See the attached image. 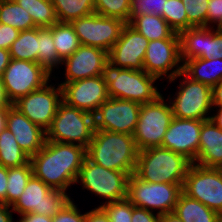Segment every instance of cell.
Segmentation results:
<instances>
[{
	"mask_svg": "<svg viewBox=\"0 0 222 222\" xmlns=\"http://www.w3.org/2000/svg\"><path fill=\"white\" fill-rule=\"evenodd\" d=\"M130 175L128 172L106 169L86 157L75 184L80 183L82 189L106 200L103 203H109L127 198Z\"/></svg>",
	"mask_w": 222,
	"mask_h": 222,
	"instance_id": "cell-7",
	"label": "cell"
},
{
	"mask_svg": "<svg viewBox=\"0 0 222 222\" xmlns=\"http://www.w3.org/2000/svg\"><path fill=\"white\" fill-rule=\"evenodd\" d=\"M143 70L160 81L163 78L166 79V82L167 79L169 81L182 72L180 39L149 41L143 61Z\"/></svg>",
	"mask_w": 222,
	"mask_h": 222,
	"instance_id": "cell-16",
	"label": "cell"
},
{
	"mask_svg": "<svg viewBox=\"0 0 222 222\" xmlns=\"http://www.w3.org/2000/svg\"><path fill=\"white\" fill-rule=\"evenodd\" d=\"M94 132L93 114L71 107L62 101L58 106L51 126L46 130V140L78 144L87 148Z\"/></svg>",
	"mask_w": 222,
	"mask_h": 222,
	"instance_id": "cell-6",
	"label": "cell"
},
{
	"mask_svg": "<svg viewBox=\"0 0 222 222\" xmlns=\"http://www.w3.org/2000/svg\"><path fill=\"white\" fill-rule=\"evenodd\" d=\"M138 152L133 135L95 129L86 157L106 169L134 174Z\"/></svg>",
	"mask_w": 222,
	"mask_h": 222,
	"instance_id": "cell-2",
	"label": "cell"
},
{
	"mask_svg": "<svg viewBox=\"0 0 222 222\" xmlns=\"http://www.w3.org/2000/svg\"><path fill=\"white\" fill-rule=\"evenodd\" d=\"M178 78L181 79L175 97L170 94L167 96L174 117L194 120L210 119L213 108L212 87L190 79L183 72L168 82L171 84Z\"/></svg>",
	"mask_w": 222,
	"mask_h": 222,
	"instance_id": "cell-5",
	"label": "cell"
},
{
	"mask_svg": "<svg viewBox=\"0 0 222 222\" xmlns=\"http://www.w3.org/2000/svg\"><path fill=\"white\" fill-rule=\"evenodd\" d=\"M183 184L149 183L134 174L128 179L127 199L134 205L158 215L173 212Z\"/></svg>",
	"mask_w": 222,
	"mask_h": 222,
	"instance_id": "cell-9",
	"label": "cell"
},
{
	"mask_svg": "<svg viewBox=\"0 0 222 222\" xmlns=\"http://www.w3.org/2000/svg\"><path fill=\"white\" fill-rule=\"evenodd\" d=\"M167 0H130L129 23L137 16L154 14L163 17Z\"/></svg>",
	"mask_w": 222,
	"mask_h": 222,
	"instance_id": "cell-39",
	"label": "cell"
},
{
	"mask_svg": "<svg viewBox=\"0 0 222 222\" xmlns=\"http://www.w3.org/2000/svg\"><path fill=\"white\" fill-rule=\"evenodd\" d=\"M110 219V222H131L132 203L127 199L98 205Z\"/></svg>",
	"mask_w": 222,
	"mask_h": 222,
	"instance_id": "cell-38",
	"label": "cell"
},
{
	"mask_svg": "<svg viewBox=\"0 0 222 222\" xmlns=\"http://www.w3.org/2000/svg\"><path fill=\"white\" fill-rule=\"evenodd\" d=\"M204 121L174 117L160 147L183 154L194 163L199 151L200 132Z\"/></svg>",
	"mask_w": 222,
	"mask_h": 222,
	"instance_id": "cell-20",
	"label": "cell"
},
{
	"mask_svg": "<svg viewBox=\"0 0 222 222\" xmlns=\"http://www.w3.org/2000/svg\"><path fill=\"white\" fill-rule=\"evenodd\" d=\"M160 222H183L174 212L160 215Z\"/></svg>",
	"mask_w": 222,
	"mask_h": 222,
	"instance_id": "cell-52",
	"label": "cell"
},
{
	"mask_svg": "<svg viewBox=\"0 0 222 222\" xmlns=\"http://www.w3.org/2000/svg\"><path fill=\"white\" fill-rule=\"evenodd\" d=\"M6 127L15 136L19 147L30 158L43 147L46 141V131L32 123L13 105L8 108Z\"/></svg>",
	"mask_w": 222,
	"mask_h": 222,
	"instance_id": "cell-22",
	"label": "cell"
},
{
	"mask_svg": "<svg viewBox=\"0 0 222 222\" xmlns=\"http://www.w3.org/2000/svg\"><path fill=\"white\" fill-rule=\"evenodd\" d=\"M163 8V18L168 25L175 31L180 33L187 30V14L182 0H167Z\"/></svg>",
	"mask_w": 222,
	"mask_h": 222,
	"instance_id": "cell-36",
	"label": "cell"
},
{
	"mask_svg": "<svg viewBox=\"0 0 222 222\" xmlns=\"http://www.w3.org/2000/svg\"><path fill=\"white\" fill-rule=\"evenodd\" d=\"M102 76L108 87L110 98L145 104L155 101L162 95L156 85L160 80L144 70L120 68L108 61L104 66Z\"/></svg>",
	"mask_w": 222,
	"mask_h": 222,
	"instance_id": "cell-4",
	"label": "cell"
},
{
	"mask_svg": "<svg viewBox=\"0 0 222 222\" xmlns=\"http://www.w3.org/2000/svg\"><path fill=\"white\" fill-rule=\"evenodd\" d=\"M215 108L216 110H214ZM212 111L213 113H211L210 119L219 129L222 130V106H213ZM214 111L216 112V114L214 113Z\"/></svg>",
	"mask_w": 222,
	"mask_h": 222,
	"instance_id": "cell-50",
	"label": "cell"
},
{
	"mask_svg": "<svg viewBox=\"0 0 222 222\" xmlns=\"http://www.w3.org/2000/svg\"><path fill=\"white\" fill-rule=\"evenodd\" d=\"M195 164L206 168L222 167V130L211 119L202 123Z\"/></svg>",
	"mask_w": 222,
	"mask_h": 222,
	"instance_id": "cell-23",
	"label": "cell"
},
{
	"mask_svg": "<svg viewBox=\"0 0 222 222\" xmlns=\"http://www.w3.org/2000/svg\"><path fill=\"white\" fill-rule=\"evenodd\" d=\"M78 36L80 45L97 47L109 53L120 38L124 21L104 17L95 12L70 22Z\"/></svg>",
	"mask_w": 222,
	"mask_h": 222,
	"instance_id": "cell-12",
	"label": "cell"
},
{
	"mask_svg": "<svg viewBox=\"0 0 222 222\" xmlns=\"http://www.w3.org/2000/svg\"><path fill=\"white\" fill-rule=\"evenodd\" d=\"M39 63L25 60H10L2 75L5 97L9 104H13L20 97L43 87L52 79Z\"/></svg>",
	"mask_w": 222,
	"mask_h": 222,
	"instance_id": "cell-11",
	"label": "cell"
},
{
	"mask_svg": "<svg viewBox=\"0 0 222 222\" xmlns=\"http://www.w3.org/2000/svg\"><path fill=\"white\" fill-rule=\"evenodd\" d=\"M52 36L53 44L62 60L71 56L80 46L78 36L70 23L57 22L54 24Z\"/></svg>",
	"mask_w": 222,
	"mask_h": 222,
	"instance_id": "cell-33",
	"label": "cell"
},
{
	"mask_svg": "<svg viewBox=\"0 0 222 222\" xmlns=\"http://www.w3.org/2000/svg\"><path fill=\"white\" fill-rule=\"evenodd\" d=\"M131 222H160V215L132 204Z\"/></svg>",
	"mask_w": 222,
	"mask_h": 222,
	"instance_id": "cell-43",
	"label": "cell"
},
{
	"mask_svg": "<svg viewBox=\"0 0 222 222\" xmlns=\"http://www.w3.org/2000/svg\"><path fill=\"white\" fill-rule=\"evenodd\" d=\"M141 104L124 99L109 98L94 114L95 129L133 135Z\"/></svg>",
	"mask_w": 222,
	"mask_h": 222,
	"instance_id": "cell-15",
	"label": "cell"
},
{
	"mask_svg": "<svg viewBox=\"0 0 222 222\" xmlns=\"http://www.w3.org/2000/svg\"><path fill=\"white\" fill-rule=\"evenodd\" d=\"M20 31L7 24L0 23V49L9 50L18 38Z\"/></svg>",
	"mask_w": 222,
	"mask_h": 222,
	"instance_id": "cell-42",
	"label": "cell"
},
{
	"mask_svg": "<svg viewBox=\"0 0 222 222\" xmlns=\"http://www.w3.org/2000/svg\"><path fill=\"white\" fill-rule=\"evenodd\" d=\"M108 61V52L105 50L80 45L71 56L62 60L61 65L65 67V74H63L65 80L62 82H73L102 75Z\"/></svg>",
	"mask_w": 222,
	"mask_h": 222,
	"instance_id": "cell-21",
	"label": "cell"
},
{
	"mask_svg": "<svg viewBox=\"0 0 222 222\" xmlns=\"http://www.w3.org/2000/svg\"><path fill=\"white\" fill-rule=\"evenodd\" d=\"M148 43V39L129 23H126L120 38L108 53V60L114 66L120 68L143 70V61Z\"/></svg>",
	"mask_w": 222,
	"mask_h": 222,
	"instance_id": "cell-19",
	"label": "cell"
},
{
	"mask_svg": "<svg viewBox=\"0 0 222 222\" xmlns=\"http://www.w3.org/2000/svg\"><path fill=\"white\" fill-rule=\"evenodd\" d=\"M13 213L11 206L0 203V222H15L13 220Z\"/></svg>",
	"mask_w": 222,
	"mask_h": 222,
	"instance_id": "cell-47",
	"label": "cell"
},
{
	"mask_svg": "<svg viewBox=\"0 0 222 222\" xmlns=\"http://www.w3.org/2000/svg\"><path fill=\"white\" fill-rule=\"evenodd\" d=\"M12 104H9L7 101L4 90H3V83H2V77H0V107L1 106H11Z\"/></svg>",
	"mask_w": 222,
	"mask_h": 222,
	"instance_id": "cell-53",
	"label": "cell"
},
{
	"mask_svg": "<svg viewBox=\"0 0 222 222\" xmlns=\"http://www.w3.org/2000/svg\"><path fill=\"white\" fill-rule=\"evenodd\" d=\"M70 199L67 192L52 189L41 179L32 175L24 192L11 208L20 216L35 213L53 218Z\"/></svg>",
	"mask_w": 222,
	"mask_h": 222,
	"instance_id": "cell-10",
	"label": "cell"
},
{
	"mask_svg": "<svg viewBox=\"0 0 222 222\" xmlns=\"http://www.w3.org/2000/svg\"><path fill=\"white\" fill-rule=\"evenodd\" d=\"M213 106H222V81L212 88Z\"/></svg>",
	"mask_w": 222,
	"mask_h": 222,
	"instance_id": "cell-49",
	"label": "cell"
},
{
	"mask_svg": "<svg viewBox=\"0 0 222 222\" xmlns=\"http://www.w3.org/2000/svg\"><path fill=\"white\" fill-rule=\"evenodd\" d=\"M55 8L58 22L70 23L73 20L95 12L94 0H50Z\"/></svg>",
	"mask_w": 222,
	"mask_h": 222,
	"instance_id": "cell-29",
	"label": "cell"
},
{
	"mask_svg": "<svg viewBox=\"0 0 222 222\" xmlns=\"http://www.w3.org/2000/svg\"><path fill=\"white\" fill-rule=\"evenodd\" d=\"M182 72L194 81L214 87L222 81V59H190L182 64Z\"/></svg>",
	"mask_w": 222,
	"mask_h": 222,
	"instance_id": "cell-24",
	"label": "cell"
},
{
	"mask_svg": "<svg viewBox=\"0 0 222 222\" xmlns=\"http://www.w3.org/2000/svg\"><path fill=\"white\" fill-rule=\"evenodd\" d=\"M17 222H53V218L45 215H38L35 213H27L21 215Z\"/></svg>",
	"mask_w": 222,
	"mask_h": 222,
	"instance_id": "cell-46",
	"label": "cell"
},
{
	"mask_svg": "<svg viewBox=\"0 0 222 222\" xmlns=\"http://www.w3.org/2000/svg\"><path fill=\"white\" fill-rule=\"evenodd\" d=\"M8 168L0 165V203L6 204Z\"/></svg>",
	"mask_w": 222,
	"mask_h": 222,
	"instance_id": "cell-45",
	"label": "cell"
},
{
	"mask_svg": "<svg viewBox=\"0 0 222 222\" xmlns=\"http://www.w3.org/2000/svg\"><path fill=\"white\" fill-rule=\"evenodd\" d=\"M95 13L129 23L130 0H94Z\"/></svg>",
	"mask_w": 222,
	"mask_h": 222,
	"instance_id": "cell-35",
	"label": "cell"
},
{
	"mask_svg": "<svg viewBox=\"0 0 222 222\" xmlns=\"http://www.w3.org/2000/svg\"><path fill=\"white\" fill-rule=\"evenodd\" d=\"M173 212L183 222H218V213L183 191L178 197Z\"/></svg>",
	"mask_w": 222,
	"mask_h": 222,
	"instance_id": "cell-26",
	"label": "cell"
},
{
	"mask_svg": "<svg viewBox=\"0 0 222 222\" xmlns=\"http://www.w3.org/2000/svg\"><path fill=\"white\" fill-rule=\"evenodd\" d=\"M9 107L10 106H1L0 107V133L6 128Z\"/></svg>",
	"mask_w": 222,
	"mask_h": 222,
	"instance_id": "cell-51",
	"label": "cell"
},
{
	"mask_svg": "<svg viewBox=\"0 0 222 222\" xmlns=\"http://www.w3.org/2000/svg\"><path fill=\"white\" fill-rule=\"evenodd\" d=\"M193 162L185 155L163 147L138 152L134 175L149 183L184 184Z\"/></svg>",
	"mask_w": 222,
	"mask_h": 222,
	"instance_id": "cell-3",
	"label": "cell"
},
{
	"mask_svg": "<svg viewBox=\"0 0 222 222\" xmlns=\"http://www.w3.org/2000/svg\"><path fill=\"white\" fill-rule=\"evenodd\" d=\"M32 175L30 161L21 166L8 168L6 205L12 206L18 200Z\"/></svg>",
	"mask_w": 222,
	"mask_h": 222,
	"instance_id": "cell-34",
	"label": "cell"
},
{
	"mask_svg": "<svg viewBox=\"0 0 222 222\" xmlns=\"http://www.w3.org/2000/svg\"><path fill=\"white\" fill-rule=\"evenodd\" d=\"M45 84L26 96L20 97L12 105L23 113L32 123L46 131L54 119L62 100V87L54 83ZM57 87V88H56Z\"/></svg>",
	"mask_w": 222,
	"mask_h": 222,
	"instance_id": "cell-14",
	"label": "cell"
},
{
	"mask_svg": "<svg viewBox=\"0 0 222 222\" xmlns=\"http://www.w3.org/2000/svg\"><path fill=\"white\" fill-rule=\"evenodd\" d=\"M182 191L217 213L221 212V168H206L192 163L185 177Z\"/></svg>",
	"mask_w": 222,
	"mask_h": 222,
	"instance_id": "cell-13",
	"label": "cell"
},
{
	"mask_svg": "<svg viewBox=\"0 0 222 222\" xmlns=\"http://www.w3.org/2000/svg\"><path fill=\"white\" fill-rule=\"evenodd\" d=\"M38 40V63L52 75L53 71H55L54 68L59 70V65L62 66V59L58 56L56 47L53 44L52 26L50 28L38 27Z\"/></svg>",
	"mask_w": 222,
	"mask_h": 222,
	"instance_id": "cell-31",
	"label": "cell"
},
{
	"mask_svg": "<svg viewBox=\"0 0 222 222\" xmlns=\"http://www.w3.org/2000/svg\"><path fill=\"white\" fill-rule=\"evenodd\" d=\"M30 157L19 147L15 136L6 127L0 133V165L13 168L27 164Z\"/></svg>",
	"mask_w": 222,
	"mask_h": 222,
	"instance_id": "cell-28",
	"label": "cell"
},
{
	"mask_svg": "<svg viewBox=\"0 0 222 222\" xmlns=\"http://www.w3.org/2000/svg\"><path fill=\"white\" fill-rule=\"evenodd\" d=\"M214 26L222 28V0H209L208 2L207 27L214 28Z\"/></svg>",
	"mask_w": 222,
	"mask_h": 222,
	"instance_id": "cell-41",
	"label": "cell"
},
{
	"mask_svg": "<svg viewBox=\"0 0 222 222\" xmlns=\"http://www.w3.org/2000/svg\"><path fill=\"white\" fill-rule=\"evenodd\" d=\"M59 85L62 87L63 102L93 115L98 107L110 98L102 75L73 82H60Z\"/></svg>",
	"mask_w": 222,
	"mask_h": 222,
	"instance_id": "cell-18",
	"label": "cell"
},
{
	"mask_svg": "<svg viewBox=\"0 0 222 222\" xmlns=\"http://www.w3.org/2000/svg\"><path fill=\"white\" fill-rule=\"evenodd\" d=\"M31 16L36 27L50 28L58 22L55 8L50 0H15Z\"/></svg>",
	"mask_w": 222,
	"mask_h": 222,
	"instance_id": "cell-32",
	"label": "cell"
},
{
	"mask_svg": "<svg viewBox=\"0 0 222 222\" xmlns=\"http://www.w3.org/2000/svg\"><path fill=\"white\" fill-rule=\"evenodd\" d=\"M187 14V30L195 27H207V9L209 0H182Z\"/></svg>",
	"mask_w": 222,
	"mask_h": 222,
	"instance_id": "cell-37",
	"label": "cell"
},
{
	"mask_svg": "<svg viewBox=\"0 0 222 222\" xmlns=\"http://www.w3.org/2000/svg\"><path fill=\"white\" fill-rule=\"evenodd\" d=\"M0 23L19 31L36 28L30 14L15 0H0Z\"/></svg>",
	"mask_w": 222,
	"mask_h": 222,
	"instance_id": "cell-30",
	"label": "cell"
},
{
	"mask_svg": "<svg viewBox=\"0 0 222 222\" xmlns=\"http://www.w3.org/2000/svg\"><path fill=\"white\" fill-rule=\"evenodd\" d=\"M218 222H222V211L218 213Z\"/></svg>",
	"mask_w": 222,
	"mask_h": 222,
	"instance_id": "cell-54",
	"label": "cell"
},
{
	"mask_svg": "<svg viewBox=\"0 0 222 222\" xmlns=\"http://www.w3.org/2000/svg\"><path fill=\"white\" fill-rule=\"evenodd\" d=\"M38 27L20 31L18 38L9 49L10 57L15 60L33 61L38 63Z\"/></svg>",
	"mask_w": 222,
	"mask_h": 222,
	"instance_id": "cell-27",
	"label": "cell"
},
{
	"mask_svg": "<svg viewBox=\"0 0 222 222\" xmlns=\"http://www.w3.org/2000/svg\"><path fill=\"white\" fill-rule=\"evenodd\" d=\"M129 24L149 41L179 39V34L175 33L162 16L154 14L140 15Z\"/></svg>",
	"mask_w": 222,
	"mask_h": 222,
	"instance_id": "cell-25",
	"label": "cell"
},
{
	"mask_svg": "<svg viewBox=\"0 0 222 222\" xmlns=\"http://www.w3.org/2000/svg\"><path fill=\"white\" fill-rule=\"evenodd\" d=\"M72 199L53 217V222H85V213L82 214Z\"/></svg>",
	"mask_w": 222,
	"mask_h": 222,
	"instance_id": "cell-40",
	"label": "cell"
},
{
	"mask_svg": "<svg viewBox=\"0 0 222 222\" xmlns=\"http://www.w3.org/2000/svg\"><path fill=\"white\" fill-rule=\"evenodd\" d=\"M85 222H110V219L100 207H95L85 212Z\"/></svg>",
	"mask_w": 222,
	"mask_h": 222,
	"instance_id": "cell-44",
	"label": "cell"
},
{
	"mask_svg": "<svg viewBox=\"0 0 222 222\" xmlns=\"http://www.w3.org/2000/svg\"><path fill=\"white\" fill-rule=\"evenodd\" d=\"M182 64L190 59H222V28H189L179 33Z\"/></svg>",
	"mask_w": 222,
	"mask_h": 222,
	"instance_id": "cell-17",
	"label": "cell"
},
{
	"mask_svg": "<svg viewBox=\"0 0 222 222\" xmlns=\"http://www.w3.org/2000/svg\"><path fill=\"white\" fill-rule=\"evenodd\" d=\"M85 158L86 148L81 145L46 140L30 162L36 178L52 189L67 192L75 185Z\"/></svg>",
	"mask_w": 222,
	"mask_h": 222,
	"instance_id": "cell-1",
	"label": "cell"
},
{
	"mask_svg": "<svg viewBox=\"0 0 222 222\" xmlns=\"http://www.w3.org/2000/svg\"><path fill=\"white\" fill-rule=\"evenodd\" d=\"M11 57L9 50L0 49V77H2L6 67L10 63Z\"/></svg>",
	"mask_w": 222,
	"mask_h": 222,
	"instance_id": "cell-48",
	"label": "cell"
},
{
	"mask_svg": "<svg viewBox=\"0 0 222 222\" xmlns=\"http://www.w3.org/2000/svg\"><path fill=\"white\" fill-rule=\"evenodd\" d=\"M164 98L162 94L153 102L141 104L133 134L139 151L162 145L164 135L174 118L169 100Z\"/></svg>",
	"mask_w": 222,
	"mask_h": 222,
	"instance_id": "cell-8",
	"label": "cell"
}]
</instances>
